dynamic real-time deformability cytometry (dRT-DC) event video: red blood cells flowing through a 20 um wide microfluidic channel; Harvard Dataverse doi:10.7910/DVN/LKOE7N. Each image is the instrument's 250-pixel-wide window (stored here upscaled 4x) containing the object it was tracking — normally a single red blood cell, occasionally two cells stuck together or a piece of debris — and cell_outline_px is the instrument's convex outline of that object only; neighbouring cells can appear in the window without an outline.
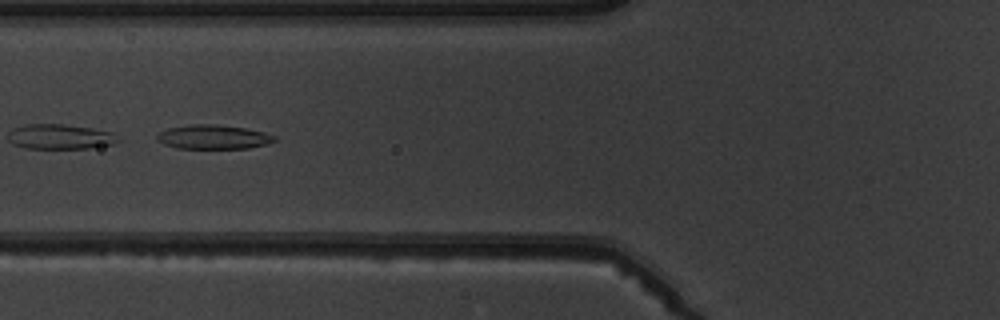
{"species": "common noctule bat (a hibernating species)", "species_latin": "Nyctalus noctula", "temperature_condition": "warm", "stored_images_in_passage": 7, "camera_frame_rate_fps": 3000, "um_per_image_px": 0.085, "animal": {"sex": "male", "body_mass_g": 19.5, "forearm_length_mm": 54.6}, "frame": {"image": 1, "passage_image": 7, "time_ms": 7.0, "image_size_px": [1000, 320], "cell_outline_px": [[276, 140], [264, 144], [248, 148], [176, 148], [164, 144], [156, 140], [156, 136], [160, 132], [168, 128], [188, 124], [216, 124], [244, 128], [264, 132], [276, 136]], "centroid_in_image_um": [18.09, 11.63], "position_along_channel_um": 107.7, "area_um2": 16.47}}